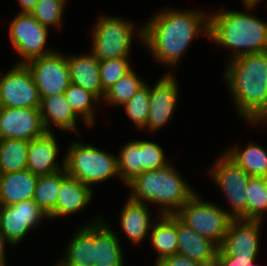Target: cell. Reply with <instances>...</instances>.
I'll list each match as a JSON object with an SVG mask.
<instances>
[{
  "label": "cell",
  "mask_w": 267,
  "mask_h": 266,
  "mask_svg": "<svg viewBox=\"0 0 267 266\" xmlns=\"http://www.w3.org/2000/svg\"><path fill=\"white\" fill-rule=\"evenodd\" d=\"M224 80L236 106V113L253 123L267 108V52L230 58Z\"/></svg>",
  "instance_id": "7a4b0ae2"
},
{
  "label": "cell",
  "mask_w": 267,
  "mask_h": 266,
  "mask_svg": "<svg viewBox=\"0 0 267 266\" xmlns=\"http://www.w3.org/2000/svg\"><path fill=\"white\" fill-rule=\"evenodd\" d=\"M41 99L32 75L24 63H16L0 74V107L40 108Z\"/></svg>",
  "instance_id": "7c38bea8"
},
{
  "label": "cell",
  "mask_w": 267,
  "mask_h": 266,
  "mask_svg": "<svg viewBox=\"0 0 267 266\" xmlns=\"http://www.w3.org/2000/svg\"><path fill=\"white\" fill-rule=\"evenodd\" d=\"M150 85L146 83L121 107L138 129L145 130L149 115Z\"/></svg>",
  "instance_id": "d6a6232c"
},
{
  "label": "cell",
  "mask_w": 267,
  "mask_h": 266,
  "mask_svg": "<svg viewBox=\"0 0 267 266\" xmlns=\"http://www.w3.org/2000/svg\"><path fill=\"white\" fill-rule=\"evenodd\" d=\"M55 132H45L29 141L27 169L37 176L48 175L65 169V158L57 163L59 146Z\"/></svg>",
  "instance_id": "2e32d148"
},
{
  "label": "cell",
  "mask_w": 267,
  "mask_h": 266,
  "mask_svg": "<svg viewBox=\"0 0 267 266\" xmlns=\"http://www.w3.org/2000/svg\"><path fill=\"white\" fill-rule=\"evenodd\" d=\"M178 252L202 266H210L216 259L219 247L201 236L177 217Z\"/></svg>",
  "instance_id": "e0dca14e"
},
{
  "label": "cell",
  "mask_w": 267,
  "mask_h": 266,
  "mask_svg": "<svg viewBox=\"0 0 267 266\" xmlns=\"http://www.w3.org/2000/svg\"><path fill=\"white\" fill-rule=\"evenodd\" d=\"M44 219H49V216L33 200L2 206L0 234L12 246H18Z\"/></svg>",
  "instance_id": "4fadbf2b"
},
{
  "label": "cell",
  "mask_w": 267,
  "mask_h": 266,
  "mask_svg": "<svg viewBox=\"0 0 267 266\" xmlns=\"http://www.w3.org/2000/svg\"><path fill=\"white\" fill-rule=\"evenodd\" d=\"M146 82L136 74L134 68L105 92L101 103L121 107L129 101Z\"/></svg>",
  "instance_id": "f546056e"
},
{
  "label": "cell",
  "mask_w": 267,
  "mask_h": 266,
  "mask_svg": "<svg viewBox=\"0 0 267 266\" xmlns=\"http://www.w3.org/2000/svg\"><path fill=\"white\" fill-rule=\"evenodd\" d=\"M67 1L39 0L30 14L47 28L61 29Z\"/></svg>",
  "instance_id": "836d02e7"
},
{
  "label": "cell",
  "mask_w": 267,
  "mask_h": 266,
  "mask_svg": "<svg viewBox=\"0 0 267 266\" xmlns=\"http://www.w3.org/2000/svg\"><path fill=\"white\" fill-rule=\"evenodd\" d=\"M143 45L156 63L178 66L193 39L209 38V14L198 9L164 8L143 26ZM165 63V64H164Z\"/></svg>",
  "instance_id": "6da1fadb"
},
{
  "label": "cell",
  "mask_w": 267,
  "mask_h": 266,
  "mask_svg": "<svg viewBox=\"0 0 267 266\" xmlns=\"http://www.w3.org/2000/svg\"><path fill=\"white\" fill-rule=\"evenodd\" d=\"M170 163L159 144L140 140V167L144 171L160 169Z\"/></svg>",
  "instance_id": "d590c367"
},
{
  "label": "cell",
  "mask_w": 267,
  "mask_h": 266,
  "mask_svg": "<svg viewBox=\"0 0 267 266\" xmlns=\"http://www.w3.org/2000/svg\"><path fill=\"white\" fill-rule=\"evenodd\" d=\"M223 150L250 176L267 177V150L257 143L248 142L245 147L239 144Z\"/></svg>",
  "instance_id": "484cf974"
},
{
  "label": "cell",
  "mask_w": 267,
  "mask_h": 266,
  "mask_svg": "<svg viewBox=\"0 0 267 266\" xmlns=\"http://www.w3.org/2000/svg\"><path fill=\"white\" fill-rule=\"evenodd\" d=\"M38 88L40 99L63 94L71 84L66 55L59 51L33 58L24 63Z\"/></svg>",
  "instance_id": "8fae6325"
},
{
  "label": "cell",
  "mask_w": 267,
  "mask_h": 266,
  "mask_svg": "<svg viewBox=\"0 0 267 266\" xmlns=\"http://www.w3.org/2000/svg\"><path fill=\"white\" fill-rule=\"evenodd\" d=\"M67 102L73 111L87 127H93L95 123V107L101 101L91 92L86 91L80 86L70 84L64 92Z\"/></svg>",
  "instance_id": "f1b7e54d"
},
{
  "label": "cell",
  "mask_w": 267,
  "mask_h": 266,
  "mask_svg": "<svg viewBox=\"0 0 267 266\" xmlns=\"http://www.w3.org/2000/svg\"><path fill=\"white\" fill-rule=\"evenodd\" d=\"M129 58L120 57L99 61L100 81L104 92L133 69Z\"/></svg>",
  "instance_id": "e575fe53"
},
{
  "label": "cell",
  "mask_w": 267,
  "mask_h": 266,
  "mask_svg": "<svg viewBox=\"0 0 267 266\" xmlns=\"http://www.w3.org/2000/svg\"><path fill=\"white\" fill-rule=\"evenodd\" d=\"M148 204L137 202L128 197L119 214L120 227L125 236L133 243L138 245L149 236L154 223Z\"/></svg>",
  "instance_id": "ac0fdd59"
},
{
  "label": "cell",
  "mask_w": 267,
  "mask_h": 266,
  "mask_svg": "<svg viewBox=\"0 0 267 266\" xmlns=\"http://www.w3.org/2000/svg\"><path fill=\"white\" fill-rule=\"evenodd\" d=\"M67 175L66 170L62 169L52 174L38 176L32 200L48 216L56 208L61 183Z\"/></svg>",
  "instance_id": "4316f807"
},
{
  "label": "cell",
  "mask_w": 267,
  "mask_h": 266,
  "mask_svg": "<svg viewBox=\"0 0 267 266\" xmlns=\"http://www.w3.org/2000/svg\"><path fill=\"white\" fill-rule=\"evenodd\" d=\"M263 221L232 219L217 257L226 266H246L257 260Z\"/></svg>",
  "instance_id": "52a82bcc"
},
{
  "label": "cell",
  "mask_w": 267,
  "mask_h": 266,
  "mask_svg": "<svg viewBox=\"0 0 267 266\" xmlns=\"http://www.w3.org/2000/svg\"><path fill=\"white\" fill-rule=\"evenodd\" d=\"M210 266H226L218 257H216L215 261Z\"/></svg>",
  "instance_id": "60d3db41"
},
{
  "label": "cell",
  "mask_w": 267,
  "mask_h": 266,
  "mask_svg": "<svg viewBox=\"0 0 267 266\" xmlns=\"http://www.w3.org/2000/svg\"><path fill=\"white\" fill-rule=\"evenodd\" d=\"M105 221L94 223V266H126L120 238Z\"/></svg>",
  "instance_id": "ffe728a7"
},
{
  "label": "cell",
  "mask_w": 267,
  "mask_h": 266,
  "mask_svg": "<svg viewBox=\"0 0 267 266\" xmlns=\"http://www.w3.org/2000/svg\"><path fill=\"white\" fill-rule=\"evenodd\" d=\"M210 167L209 176L221 189L231 206L227 213L233 219L247 220L246 191L251 176L224 151Z\"/></svg>",
  "instance_id": "9c48e42d"
},
{
  "label": "cell",
  "mask_w": 267,
  "mask_h": 266,
  "mask_svg": "<svg viewBox=\"0 0 267 266\" xmlns=\"http://www.w3.org/2000/svg\"><path fill=\"white\" fill-rule=\"evenodd\" d=\"M262 123L267 125V108L253 123H249V125L258 126L259 124V126H261L260 124Z\"/></svg>",
  "instance_id": "ab89813d"
},
{
  "label": "cell",
  "mask_w": 267,
  "mask_h": 266,
  "mask_svg": "<svg viewBox=\"0 0 267 266\" xmlns=\"http://www.w3.org/2000/svg\"><path fill=\"white\" fill-rule=\"evenodd\" d=\"M246 192L247 220L262 221L267 212V177L251 176Z\"/></svg>",
  "instance_id": "1f68e13d"
},
{
  "label": "cell",
  "mask_w": 267,
  "mask_h": 266,
  "mask_svg": "<svg viewBox=\"0 0 267 266\" xmlns=\"http://www.w3.org/2000/svg\"><path fill=\"white\" fill-rule=\"evenodd\" d=\"M95 218L74 233L65 247L63 258L58 261L61 266H94V223L103 217L98 215Z\"/></svg>",
  "instance_id": "7402d4cb"
},
{
  "label": "cell",
  "mask_w": 267,
  "mask_h": 266,
  "mask_svg": "<svg viewBox=\"0 0 267 266\" xmlns=\"http://www.w3.org/2000/svg\"><path fill=\"white\" fill-rule=\"evenodd\" d=\"M261 1H242L246 11L221 10L209 13V40L232 50V57L267 52V22L247 11Z\"/></svg>",
  "instance_id": "3957f363"
},
{
  "label": "cell",
  "mask_w": 267,
  "mask_h": 266,
  "mask_svg": "<svg viewBox=\"0 0 267 266\" xmlns=\"http://www.w3.org/2000/svg\"><path fill=\"white\" fill-rule=\"evenodd\" d=\"M28 146V140L0 139V174L26 170Z\"/></svg>",
  "instance_id": "83f0119b"
},
{
  "label": "cell",
  "mask_w": 267,
  "mask_h": 266,
  "mask_svg": "<svg viewBox=\"0 0 267 266\" xmlns=\"http://www.w3.org/2000/svg\"><path fill=\"white\" fill-rule=\"evenodd\" d=\"M134 23L116 16H100L92 32L91 53L100 61L130 57L134 35L143 43V25L136 29ZM138 30V32H137Z\"/></svg>",
  "instance_id": "8992f818"
},
{
  "label": "cell",
  "mask_w": 267,
  "mask_h": 266,
  "mask_svg": "<svg viewBox=\"0 0 267 266\" xmlns=\"http://www.w3.org/2000/svg\"><path fill=\"white\" fill-rule=\"evenodd\" d=\"M41 121L46 132H54L51 124L57 126L62 131H73L80 137L78 133L77 122L80 119L67 102L65 94L45 97L41 100L40 106Z\"/></svg>",
  "instance_id": "603a6c76"
},
{
  "label": "cell",
  "mask_w": 267,
  "mask_h": 266,
  "mask_svg": "<svg viewBox=\"0 0 267 266\" xmlns=\"http://www.w3.org/2000/svg\"><path fill=\"white\" fill-rule=\"evenodd\" d=\"M39 0H18L20 13H30Z\"/></svg>",
  "instance_id": "f35d334b"
},
{
  "label": "cell",
  "mask_w": 267,
  "mask_h": 266,
  "mask_svg": "<svg viewBox=\"0 0 267 266\" xmlns=\"http://www.w3.org/2000/svg\"><path fill=\"white\" fill-rule=\"evenodd\" d=\"M158 221H154L150 231L152 249L157 254L155 262L173 256L178 252L177 216L158 215Z\"/></svg>",
  "instance_id": "d4e9b609"
},
{
  "label": "cell",
  "mask_w": 267,
  "mask_h": 266,
  "mask_svg": "<svg viewBox=\"0 0 267 266\" xmlns=\"http://www.w3.org/2000/svg\"><path fill=\"white\" fill-rule=\"evenodd\" d=\"M117 168L118 178L124 185L144 172L140 167V140H129L124 144L117 155Z\"/></svg>",
  "instance_id": "4dcf8cb0"
},
{
  "label": "cell",
  "mask_w": 267,
  "mask_h": 266,
  "mask_svg": "<svg viewBox=\"0 0 267 266\" xmlns=\"http://www.w3.org/2000/svg\"><path fill=\"white\" fill-rule=\"evenodd\" d=\"M126 187L131 190L128 196L132 200L156 204L161 215L175 214L197 193L171 163L138 174Z\"/></svg>",
  "instance_id": "277c9868"
},
{
  "label": "cell",
  "mask_w": 267,
  "mask_h": 266,
  "mask_svg": "<svg viewBox=\"0 0 267 266\" xmlns=\"http://www.w3.org/2000/svg\"><path fill=\"white\" fill-rule=\"evenodd\" d=\"M175 215L218 247L222 244L228 226L233 219L225 208L202 200V197L197 193Z\"/></svg>",
  "instance_id": "ba28073f"
},
{
  "label": "cell",
  "mask_w": 267,
  "mask_h": 266,
  "mask_svg": "<svg viewBox=\"0 0 267 266\" xmlns=\"http://www.w3.org/2000/svg\"><path fill=\"white\" fill-rule=\"evenodd\" d=\"M45 132L40 108L0 107V139L31 141Z\"/></svg>",
  "instance_id": "9a60e30c"
},
{
  "label": "cell",
  "mask_w": 267,
  "mask_h": 266,
  "mask_svg": "<svg viewBox=\"0 0 267 266\" xmlns=\"http://www.w3.org/2000/svg\"><path fill=\"white\" fill-rule=\"evenodd\" d=\"M93 192L89 186L67 175L61 183L56 208L49 215V220H55L62 216L67 217L86 209L94 197Z\"/></svg>",
  "instance_id": "d6986e66"
},
{
  "label": "cell",
  "mask_w": 267,
  "mask_h": 266,
  "mask_svg": "<svg viewBox=\"0 0 267 266\" xmlns=\"http://www.w3.org/2000/svg\"><path fill=\"white\" fill-rule=\"evenodd\" d=\"M154 266H202L196 261L189 259L187 256L179 253L163 258L155 262Z\"/></svg>",
  "instance_id": "8d00e7d4"
},
{
  "label": "cell",
  "mask_w": 267,
  "mask_h": 266,
  "mask_svg": "<svg viewBox=\"0 0 267 266\" xmlns=\"http://www.w3.org/2000/svg\"><path fill=\"white\" fill-rule=\"evenodd\" d=\"M255 263H256V261H254V262H252V263H250V264H248V265H246V266H255ZM257 266V265H256Z\"/></svg>",
  "instance_id": "b9f144b4"
},
{
  "label": "cell",
  "mask_w": 267,
  "mask_h": 266,
  "mask_svg": "<svg viewBox=\"0 0 267 266\" xmlns=\"http://www.w3.org/2000/svg\"><path fill=\"white\" fill-rule=\"evenodd\" d=\"M65 153L67 174L92 190L93 185L118 177L117 155L79 141H71Z\"/></svg>",
  "instance_id": "5b68a950"
},
{
  "label": "cell",
  "mask_w": 267,
  "mask_h": 266,
  "mask_svg": "<svg viewBox=\"0 0 267 266\" xmlns=\"http://www.w3.org/2000/svg\"><path fill=\"white\" fill-rule=\"evenodd\" d=\"M9 41L21 56L16 63H25L36 57L54 52L45 48L49 38V28L43 26L30 13H18L9 25Z\"/></svg>",
  "instance_id": "30bf717a"
},
{
  "label": "cell",
  "mask_w": 267,
  "mask_h": 266,
  "mask_svg": "<svg viewBox=\"0 0 267 266\" xmlns=\"http://www.w3.org/2000/svg\"><path fill=\"white\" fill-rule=\"evenodd\" d=\"M13 247L1 234H0V266H7L6 261V244Z\"/></svg>",
  "instance_id": "74e56055"
},
{
  "label": "cell",
  "mask_w": 267,
  "mask_h": 266,
  "mask_svg": "<svg viewBox=\"0 0 267 266\" xmlns=\"http://www.w3.org/2000/svg\"><path fill=\"white\" fill-rule=\"evenodd\" d=\"M71 83L93 93L101 102L105 92L102 89L99 73V60L91 53L67 55Z\"/></svg>",
  "instance_id": "44dd1931"
},
{
  "label": "cell",
  "mask_w": 267,
  "mask_h": 266,
  "mask_svg": "<svg viewBox=\"0 0 267 266\" xmlns=\"http://www.w3.org/2000/svg\"><path fill=\"white\" fill-rule=\"evenodd\" d=\"M150 86L149 115L146 123V131H159L174 115L179 98V86L177 78L171 71Z\"/></svg>",
  "instance_id": "5bb4252c"
},
{
  "label": "cell",
  "mask_w": 267,
  "mask_h": 266,
  "mask_svg": "<svg viewBox=\"0 0 267 266\" xmlns=\"http://www.w3.org/2000/svg\"><path fill=\"white\" fill-rule=\"evenodd\" d=\"M37 179L28 169L0 174V204L7 206L32 200Z\"/></svg>",
  "instance_id": "cb8c5ba5"
},
{
  "label": "cell",
  "mask_w": 267,
  "mask_h": 266,
  "mask_svg": "<svg viewBox=\"0 0 267 266\" xmlns=\"http://www.w3.org/2000/svg\"><path fill=\"white\" fill-rule=\"evenodd\" d=\"M242 1H246V0H242ZM247 1H262V0H247Z\"/></svg>",
  "instance_id": "7bdbcfd3"
}]
</instances>
